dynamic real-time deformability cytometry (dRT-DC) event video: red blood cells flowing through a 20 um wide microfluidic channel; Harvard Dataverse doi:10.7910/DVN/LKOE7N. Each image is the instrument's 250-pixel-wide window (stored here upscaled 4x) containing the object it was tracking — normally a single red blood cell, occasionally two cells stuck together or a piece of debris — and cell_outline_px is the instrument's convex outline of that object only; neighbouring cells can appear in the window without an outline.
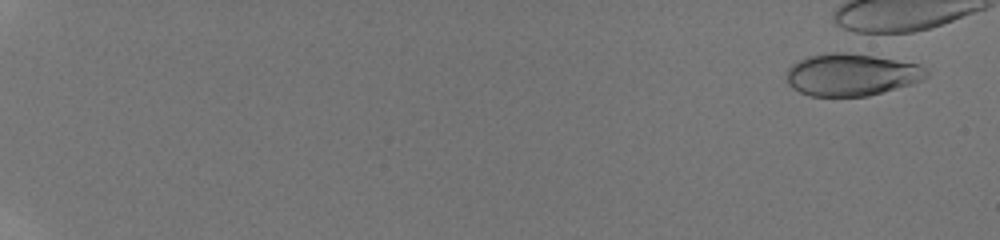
{"species": "human", "species_latin": "Homo sapiens", "temperature_condition": "room temperature", "stored_images_in_passage": 11, "camera_frame_rate_fps": 3000, "um_per_image_px": 0.085, "donor": {"sex": "male"}, "frame": {"image": 1, "passage_image": 3, "time_ms": 0.667, "image_size_px": [1000, 240], "cell_outline_px": [[928, 76], [912, 84], [868, 96], [812, 96], [800, 92], [792, 88], [788, 84], [788, 68], [792, 64], [808, 56], [828, 52], [848, 52], [920, 64], [928, 72]], "centroid_in_image_um": [72.37, 6.35], "position_along_channel_um": 12.6, "area_um2": 34.28}}